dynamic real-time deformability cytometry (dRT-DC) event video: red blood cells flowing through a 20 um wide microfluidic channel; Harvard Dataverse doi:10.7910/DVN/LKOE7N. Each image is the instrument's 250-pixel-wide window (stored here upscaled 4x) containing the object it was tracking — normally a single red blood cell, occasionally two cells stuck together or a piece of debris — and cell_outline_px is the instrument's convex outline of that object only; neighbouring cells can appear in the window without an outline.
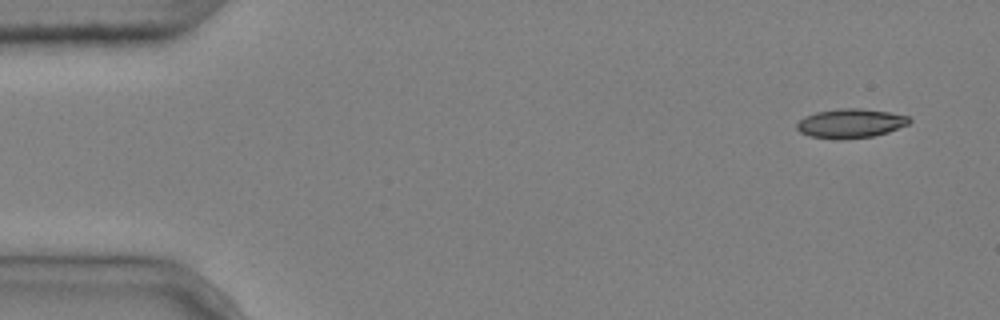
{"species": "common noctule bat (a hibernating species)", "species_latin": "Nyctalus noctula", "temperature_condition": "cold", "stored_images_in_passage": 3, "camera_frame_rate_fps": 3000, "um_per_image_px": 0.085, "animal": {"sex": "male", "body_mass_g": 20.4}, "frame": {"image": 1, "passage_image": 1, "time_ms": 0.0, "image_size_px": [1000, 320], "cell_outline_px": [[912, 120], [908, 124], [888, 132], [872, 136], [840, 140], [836, 140], [808, 136], [800, 132], [796, 128], [796, 124], [804, 116], [816, 112], [836, 108], [860, 108], [888, 112], [908, 116]], "centroid_in_image_um": [72.25, 10.49], "position_along_channel_um": 12.7, "area_um2": 19.31}}